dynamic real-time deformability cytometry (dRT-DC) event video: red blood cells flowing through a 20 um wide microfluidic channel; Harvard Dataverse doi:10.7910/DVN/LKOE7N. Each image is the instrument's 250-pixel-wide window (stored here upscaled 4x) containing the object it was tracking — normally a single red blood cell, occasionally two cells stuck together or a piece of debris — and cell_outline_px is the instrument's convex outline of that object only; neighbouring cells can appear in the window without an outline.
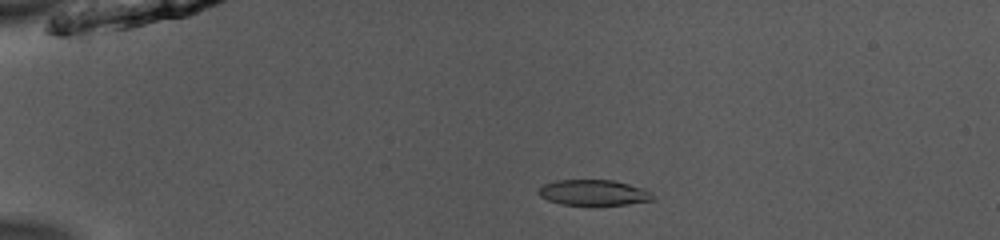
{"species": "common noctule bat (a hibernating species)", "species_latin": "Nyctalus noctula", "temperature_condition": "room temperature", "stored_images_in_passage": 47, "camera_frame_rate_fps": 3000, "um_per_image_px": 0.085, "animal": {"sex": "male", "body_mass_g": 13.0, "forearm_length_mm": 53.1}, "frame": {"image": 1, "passage_image": 7, "time_ms": 2.0, "image_size_px": [1000, 240], "cell_outline_px": [[652, 200], [628, 204], [560, 204], [548, 200], [540, 196], [536, 192], [544, 184], [556, 180], [612, 180], [628, 184], [652, 192]], "centroid_in_image_um": [50.41, 16.36], "position_along_channel_um": 34.6, "area_um2": 16.7}}
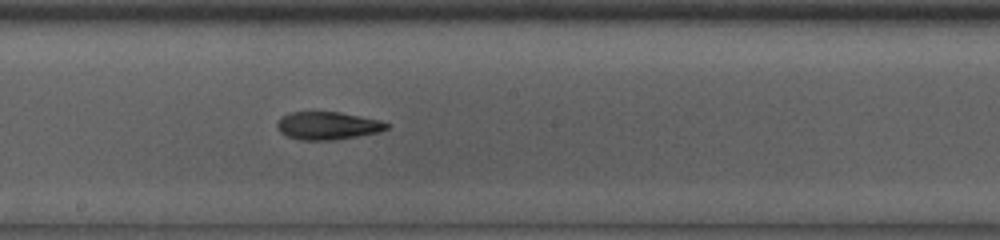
{"frame": {"image": 2, "passage_image": 25, "time_ms": 8.0, "image_size_px": [1000, 240], "cell_outline_px": [[392, 124], [388, 128], [380, 132], [336, 140], [300, 140], [288, 136], [280, 132], [276, 124], [288, 112], [340, 112], [380, 120]], "centroid_in_image_um": [27.9, 10.69], "position_along_channel_um": 220.3, "area_um2": 17.8}}
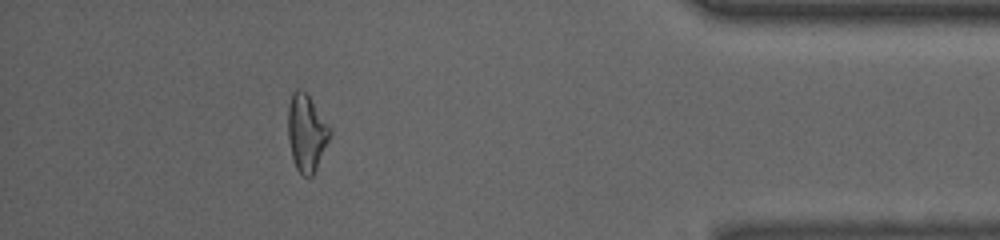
{"frame": {"image": 3, "passage_image": 42, "time_ms": 13.667, "image_size_px": [1000, 240], "cell_outline_px": [[332, 132], [316, 168], [312, 176], [304, 176], [296, 168], [292, 160], [288, 140], [288, 104], [292, 92], [296, 88], [304, 92], [308, 96]], "centroid_in_image_um": [26.01, 11.31], "position_along_channel_um": 409.2, "area_um2": 18.38}, "authors_computed_cell_mechanics": {"area_um2": 18.1492, "velocity_mm_per_s": 3.9772, "shape_relaxation_time_tau1_ms": 4.2721, "shape_relaxation_time_tau2_ms": 7.5503, "deformation_change_tau1": 0.1592, "deformation_change_tau2": 0.1438}}